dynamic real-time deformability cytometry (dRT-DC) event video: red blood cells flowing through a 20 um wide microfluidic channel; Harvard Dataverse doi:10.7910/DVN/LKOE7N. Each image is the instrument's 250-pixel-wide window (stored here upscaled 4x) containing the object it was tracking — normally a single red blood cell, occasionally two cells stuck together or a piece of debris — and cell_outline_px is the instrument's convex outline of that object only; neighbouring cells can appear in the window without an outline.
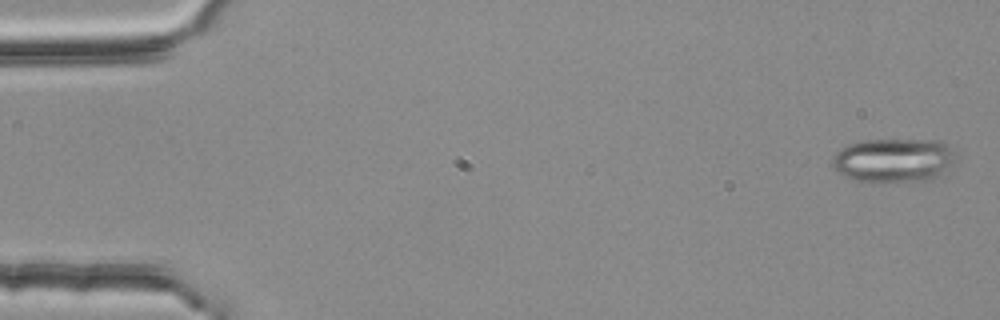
{"species": "common noctule bat (a hibernating species)", "species_latin": "Nyctalus noctula", "temperature_condition": "room temperature", "stored_images_in_passage": 4, "camera_frame_rate_fps": 3000, "um_per_image_px": 0.085, "animal": {"sex": "female", "body_mass_g": 25.1}, "frame": {"image": 1, "passage_image": 1, "time_ms": 0.0, "image_size_px": [1000, 320], "cell_outline_px": [[956, 152], [944, 176], [932, 180], [884, 184], [856, 180], [844, 176], [832, 164], [832, 156], [840, 148], [848, 144], [868, 140], [940, 140]], "centroid_in_image_um": [75.98, 13.66], "position_along_channel_um": 9.0, "area_um2": 32.31}}